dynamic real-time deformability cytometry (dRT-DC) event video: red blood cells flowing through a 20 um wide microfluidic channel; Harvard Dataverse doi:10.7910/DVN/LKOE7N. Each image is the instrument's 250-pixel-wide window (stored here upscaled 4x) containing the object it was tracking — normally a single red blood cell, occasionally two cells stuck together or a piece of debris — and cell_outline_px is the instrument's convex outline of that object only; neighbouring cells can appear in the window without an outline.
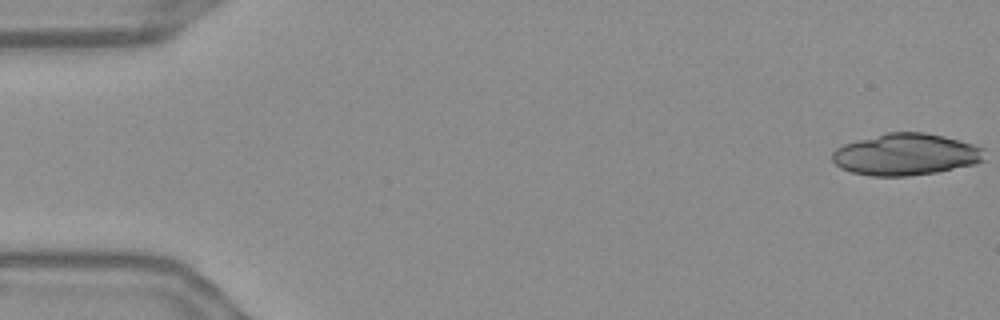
{"species": "Egyptian fruit bat (a non-hibernating species)", "species_latin": "Rousettus aegyptiacus", "temperature_condition": "warm", "stored_images_in_passage": 54, "camera_frame_rate_fps": 3000, "um_per_image_px": 0.085, "frame": {"image": 1, "passage_image": 1, "time_ms": 0.0, "image_size_px": [1000, 320], "cell_outline_px": [[984, 160], [976, 164], [936, 172], [908, 176], [868, 176], [852, 172], [840, 168], [832, 160], [832, 152], [836, 148], [844, 144], [888, 132], [924, 132], [944, 136], [972, 144], [984, 148]], "centroid_in_image_um": [76.99, 13.13], "position_along_channel_um": 8.0, "area_um2": 36.99}}
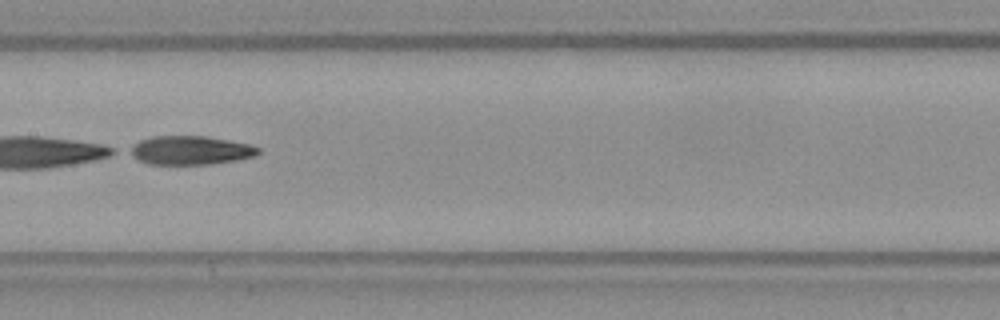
{"frame": {"image": 2, "passage_image": 28, "time_ms": 9.0, "image_size_px": [1000, 320], "cell_outline_px": [[260, 152], [256, 156], [236, 160], [208, 164], [148, 164], [124, 152], [124, 148], [140, 140], [152, 136], [208, 136], [252, 144], [260, 148]], "centroid_in_image_um": [16.13, 12.76], "position_along_channel_um": 191.3, "area_um2": 21.96}}